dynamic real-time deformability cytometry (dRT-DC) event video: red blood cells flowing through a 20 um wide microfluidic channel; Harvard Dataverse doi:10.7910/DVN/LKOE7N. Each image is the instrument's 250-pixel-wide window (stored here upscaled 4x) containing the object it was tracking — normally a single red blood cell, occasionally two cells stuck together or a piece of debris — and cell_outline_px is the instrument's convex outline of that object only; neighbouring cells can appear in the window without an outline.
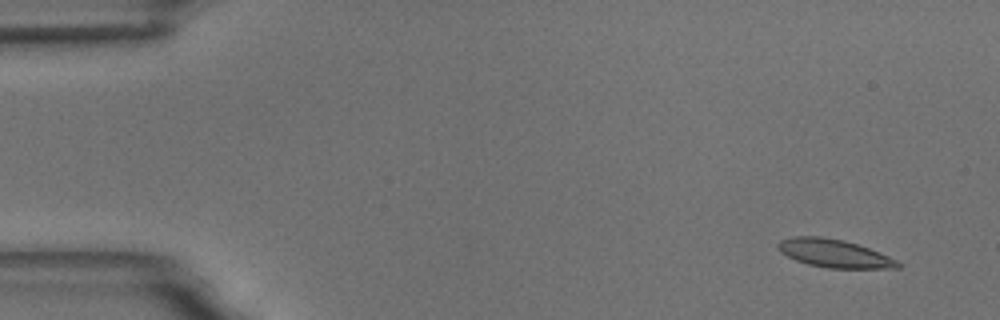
{"species": "common noctule bat (a hibernating species)", "species_latin": "Nyctalus noctula", "temperature_condition": "room temperature", "stored_images_in_passage": 8, "camera_frame_rate_fps": 3000, "um_per_image_px": 0.085, "animal": {"sex": "male", "body_mass_g": 18.8}, "frame": {"image": 1, "passage_image": 2, "time_ms": 1.0, "image_size_px": [1000, 320], "cell_outline_px": [[904, 264], [900, 268], [828, 268], [808, 264], [796, 260], [780, 252], [776, 248], [776, 244], [780, 240], [792, 236], [820, 236], [844, 240], [868, 248], [888, 256]], "centroid_in_image_um": [70.88, 21.53], "position_along_channel_um": 14.1, "area_um2": 19.65}}
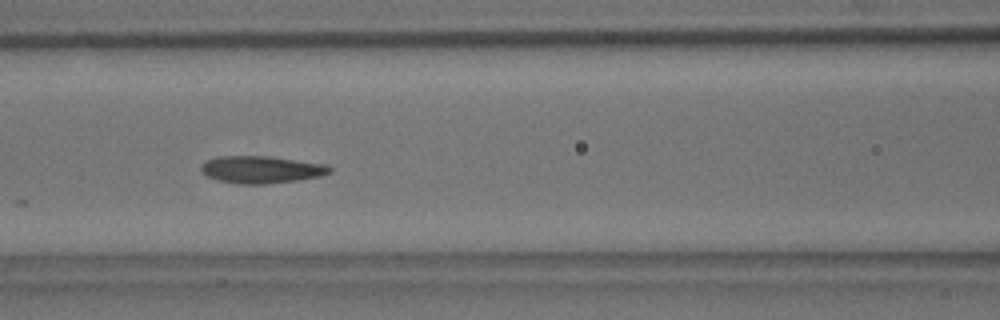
{"frame": {"image": 2, "passage_image": 8, "time_ms": 8.0, "image_size_px": [1000, 320], "cell_outline_px": [[332, 172], [320, 176], [296, 180], [264, 184], [236, 184], [216, 180], [208, 176], [200, 168], [208, 160], [216, 156], [268, 156], [328, 164], [332, 168]], "centroid_in_image_um": [22.24, 14.41], "position_along_channel_um": 144.4, "area_um2": 20.4}}